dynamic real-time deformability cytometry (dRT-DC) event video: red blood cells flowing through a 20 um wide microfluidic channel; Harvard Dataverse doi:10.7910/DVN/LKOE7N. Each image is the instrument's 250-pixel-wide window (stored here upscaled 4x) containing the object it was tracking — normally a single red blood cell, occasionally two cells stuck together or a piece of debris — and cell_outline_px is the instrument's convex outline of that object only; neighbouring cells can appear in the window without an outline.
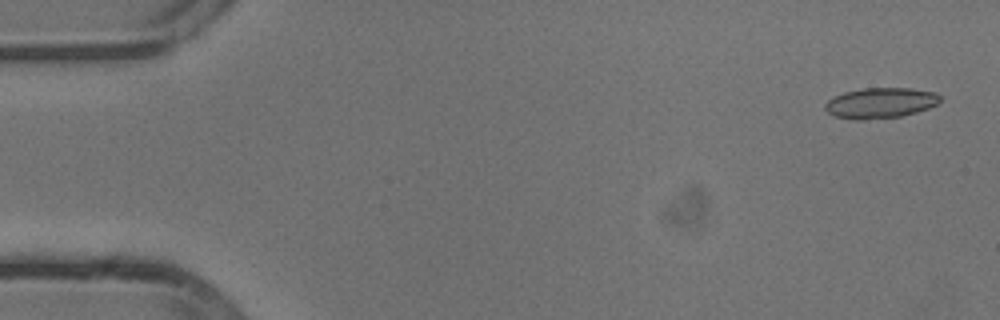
{"species": "common noctule bat (a hibernating species)", "species_latin": "Nyctalus noctula", "temperature_condition": "cold", "stored_images_in_passage": 53, "camera_frame_rate_fps": 3000, "um_per_image_px": 0.085, "animal": {"sex": "male", "body_mass_g": 13.3}, "frame": {"image": 1, "passage_image": 2, "time_ms": 0.333, "image_size_px": [1000, 320], "cell_outline_px": [[940, 100], [936, 104], [900, 116], [840, 116], [832, 112], [828, 108], [828, 104], [836, 96], [848, 92], [868, 88], [904, 88], [932, 92], [940, 96]], "centroid_in_image_um": [74.97, 8.68], "position_along_channel_um": 10.0, "area_um2": 18.15}}
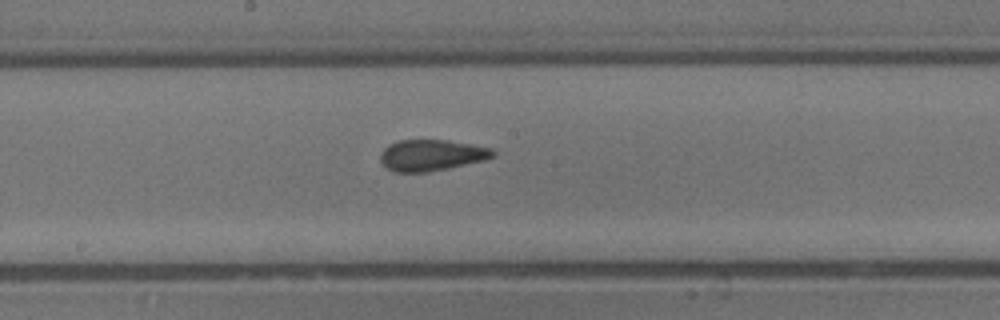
{"frame": {"image": 2, "passage_image": 28, "time_ms": 9.0, "image_size_px": [1000, 320], "cell_outline_px": [[492, 156], [480, 160], [444, 168], [420, 172], [400, 172], [388, 168], [384, 164], [384, 152], [392, 144], [400, 140], [440, 140], [488, 148], [492, 152]], "centroid_in_image_um": [36.64, 13.19], "position_along_channel_um": 211.6, "area_um2": 18.73}}
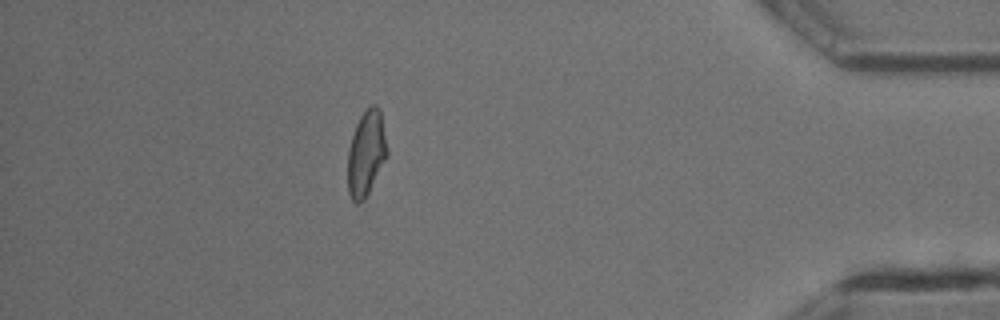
{"frame": {"image": 3, "passage_image": 47, "time_ms": 15.333, "image_size_px": [1000, 320], "cell_outline_px": [[388, 152], [368, 192], [356, 204], [352, 200], [348, 188], [348, 152], [352, 136], [356, 124], [360, 116], [372, 104], [380, 112]], "centroid_in_image_um": [31.1, 13.01], "position_along_channel_um": 404.1, "area_um2": 18.67}, "authors_computed_cell_mechanics": {"area_um2": 18.3226, "velocity_mm_per_s": 3.812, "shape_relaxation_time_tau1_ms": 4.544, "shape_relaxation_time_tau2_ms": 1.4321, "deformation_change_tau1": 0.1473, "deformation_change_tau2": 0.0816}}